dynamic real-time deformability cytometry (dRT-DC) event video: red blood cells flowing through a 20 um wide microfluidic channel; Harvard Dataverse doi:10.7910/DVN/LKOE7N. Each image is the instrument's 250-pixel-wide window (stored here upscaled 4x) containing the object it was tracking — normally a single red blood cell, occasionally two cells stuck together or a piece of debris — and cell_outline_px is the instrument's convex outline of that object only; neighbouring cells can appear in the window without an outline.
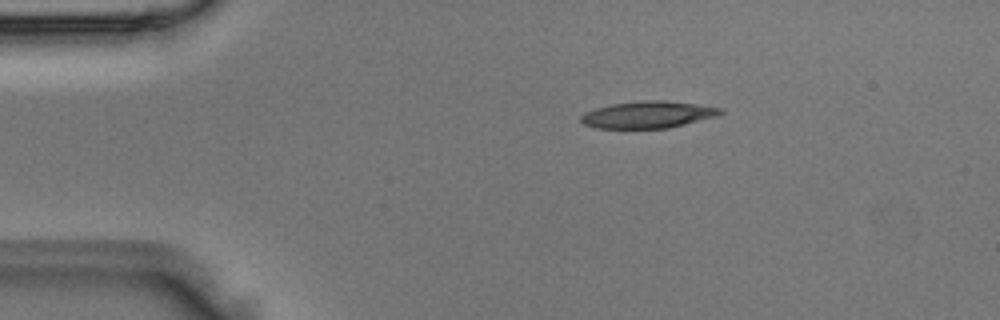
{"species": "Egyptian fruit bat (a non-hibernating species)", "species_latin": "Rousettus aegyptiacus", "temperature_condition": "room temperature", "stored_images_in_passage": 4, "camera_frame_rate_fps": 3000, "um_per_image_px": 0.085, "animal": {"sex": "male"}, "frame": {"image": 1, "passage_image": 1, "time_ms": 0.0, "image_size_px": [1000, 320], "cell_outline_px": [[724, 112], [716, 116], [668, 128], [596, 128], [584, 124], [580, 120], [580, 116], [584, 112], [596, 108], [612, 104], [644, 100], [664, 100], [696, 104], [724, 108]], "centroid_in_image_um": [55.07, 9.74], "position_along_channel_um": 29.9, "area_um2": 21.79}}
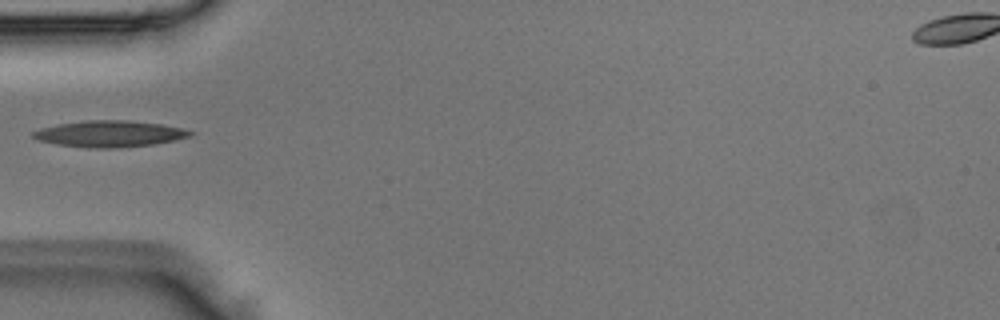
{"frame": {"image": 2, "passage_image": 3, "time_ms": 0.667, "image_size_px": [1000, 320], "cell_outline_px": [[196, 132], [192, 136], [176, 140], [156, 144], [116, 148], [88, 148], [56, 144], [40, 140], [32, 136], [32, 132], [40, 128], [60, 124], [88, 120], [128, 120], [160, 124], [184, 128]], "centroid_in_image_um": [9.38, 11.38], "position_along_channel_um": 75.6, "area_um2": 24.22}}
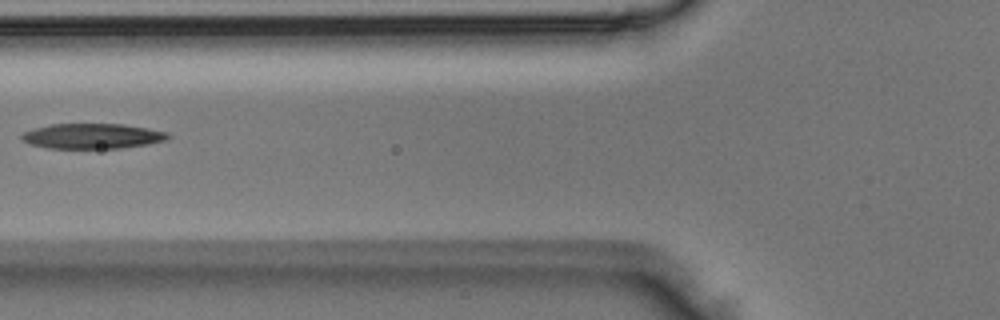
{"frame": {"image": 3, "passage_image": 4, "time_ms": 1.0, "image_size_px": [1000, 320], "cell_outline_px": [[172, 136], [168, 140], [148, 144], [120, 148], [48, 148], [32, 144], [24, 140], [20, 136], [24, 132], [32, 128], [52, 124], [124, 124], [148, 128], [168, 132]], "centroid_in_image_um": [7.91, 11.56], "position_along_channel_um": 117.9, "area_um2": 21.5}}